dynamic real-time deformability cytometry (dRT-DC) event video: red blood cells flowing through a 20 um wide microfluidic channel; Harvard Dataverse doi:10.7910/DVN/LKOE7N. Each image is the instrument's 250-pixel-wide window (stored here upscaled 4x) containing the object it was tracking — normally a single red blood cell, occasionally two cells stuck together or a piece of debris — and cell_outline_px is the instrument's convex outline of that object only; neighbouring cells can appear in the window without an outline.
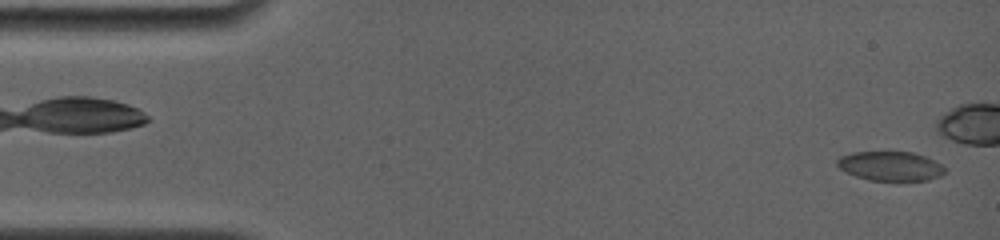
{"species": "common noctule bat (a hibernating species)", "species_latin": "Nyctalus noctula", "temperature_condition": "room temperature", "stored_images_in_passage": 69, "camera_frame_rate_fps": 4000, "um_per_image_px": 0.085, "animal": {"sex": "female", "body_mass_g": 19.0, "forearm_length_mm": 56.7}, "frame": {"image": 1, "passage_image": 2, "time_ms": 0.5, "image_size_px": [1000, 240], "cell_outline_px": [[944, 172], [940, 176], [928, 180], [868, 180], [856, 176], [840, 168], [836, 164], [836, 160], [840, 156], [852, 152], [912, 152], [936, 160], [944, 168]], "centroid_in_image_um": [75.67, 14.11], "position_along_channel_um": 9.3, "area_um2": 18.26}}
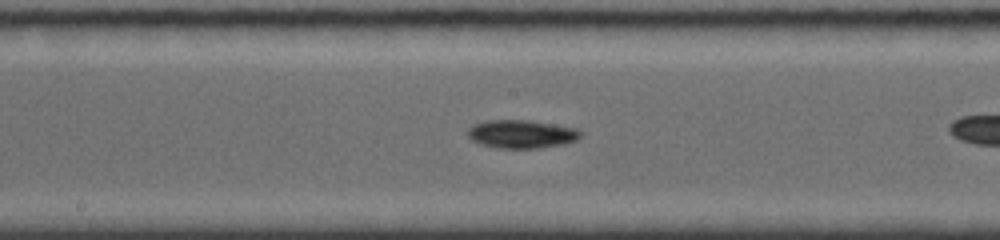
{"frame": {"image": 2, "passage_image": 34, "time_ms": 8.75, "image_size_px": [1000, 240], "cell_outline_px": [[584, 132], [576, 140], [564, 144], [540, 148], [496, 148], [480, 144], [472, 140], [468, 136], [468, 128], [472, 124], [484, 120], [528, 120], [576, 128]], "centroid_in_image_um": [44.31, 11.39], "position_along_channel_um": 203.9, "area_um2": 18.73}}
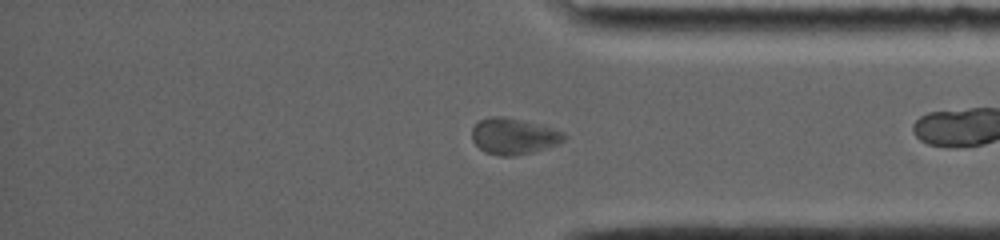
{"frame": {"image": 3, "passage_image": 53, "time_ms": 13.75, "image_size_px": [1000, 240], "cell_outline_px": [[568, 136], [564, 140], [556, 144], [532, 152], [512, 156], [500, 156], [484, 152], [472, 140], [472, 128], [480, 120], [492, 116], [504, 116], [552, 128], [564, 132]], "centroid_in_image_um": [43.64, 11.58], "position_along_channel_um": 391.6, "area_um2": 19.19}, "authors_computed_cell_mechanics": {"area_um2": 18.496, "velocity_mm_per_s": 3.7629, "shape_relaxation_time_tau1_ms": 2.0221, "shape_relaxation_time_tau2_ms": null, "deformation_change_tau1": 0.0658, "deformation_change_tau2": null}}